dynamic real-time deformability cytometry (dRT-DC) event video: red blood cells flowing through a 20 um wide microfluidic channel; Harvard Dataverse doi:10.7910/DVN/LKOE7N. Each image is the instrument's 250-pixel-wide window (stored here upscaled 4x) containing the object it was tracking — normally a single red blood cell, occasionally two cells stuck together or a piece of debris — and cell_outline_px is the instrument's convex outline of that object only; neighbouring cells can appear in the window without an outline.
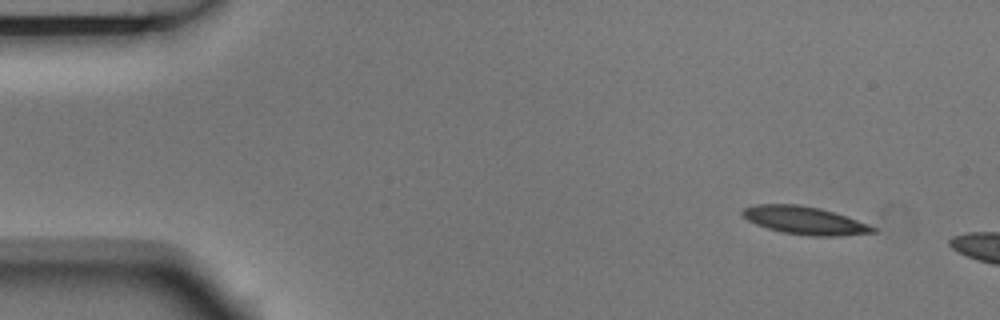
{"species": "Egyptian fruit bat (a non-hibernating species)", "species_latin": "Rousettus aegyptiacus", "temperature_condition": "room temperature", "stored_images_in_passage": 3, "camera_frame_rate_fps": 3000, "um_per_image_px": 0.085, "animal": {"sex": "male"}, "frame": {"image": 1, "passage_image": 1, "time_ms": 0.0, "image_size_px": [1000, 320], "cell_outline_px": [[876, 232], [840, 236], [812, 236], [780, 232], [756, 224], [748, 220], [740, 212], [744, 208], [756, 204], [796, 204], [820, 208], [868, 224], [876, 228]], "centroid_in_image_um": [68.37, 18.74], "position_along_channel_um": 16.6, "area_um2": 20.98}}